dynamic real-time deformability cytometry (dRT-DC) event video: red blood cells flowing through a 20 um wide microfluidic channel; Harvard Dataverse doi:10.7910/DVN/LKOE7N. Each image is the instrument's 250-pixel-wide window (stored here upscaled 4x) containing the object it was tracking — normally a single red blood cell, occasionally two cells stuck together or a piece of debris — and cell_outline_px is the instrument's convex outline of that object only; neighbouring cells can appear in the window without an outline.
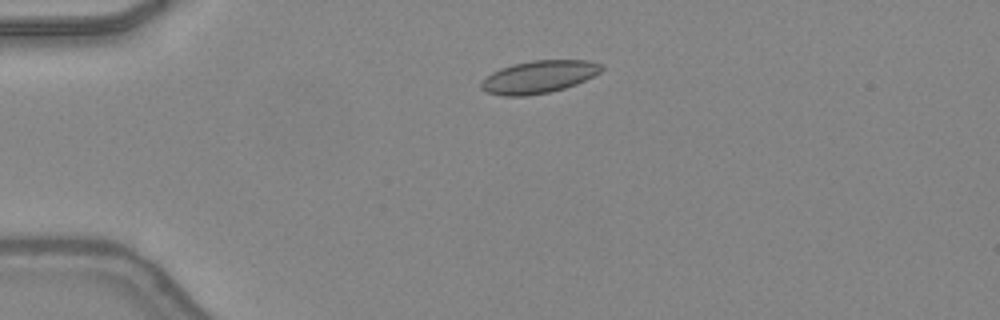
{"species": "common noctule bat (a hibernating species)", "species_latin": "Nyctalus noctula", "temperature_condition": "warm", "stored_images_in_passage": 37, "camera_frame_rate_fps": 3000, "um_per_image_px": 0.085, "animal": {"sex": "female", "body_mass_g": 24.6, "forearm_length_mm": 56.2}, "frame": {"image": 1, "passage_image": 1, "time_ms": 0.0, "image_size_px": [1000, 320], "cell_outline_px": [[604, 68], [600, 72], [576, 84], [564, 88], [548, 92], [528, 96], [504, 96], [484, 92], [480, 88], [480, 84], [492, 72], [500, 68], [512, 64], [532, 60], [588, 60], [604, 64]], "centroid_in_image_um": [45.79, 6.53], "position_along_channel_um": 39.2, "area_um2": 22.89}}
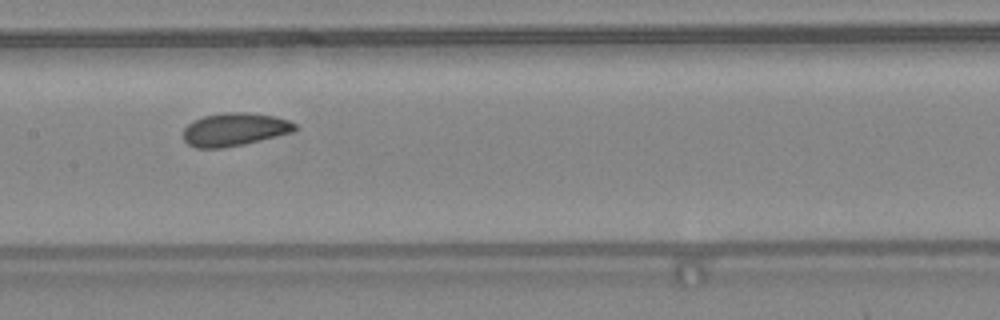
{"frame": {"image": 2, "passage_image": 14, "time_ms": 4.333, "image_size_px": [1000, 320], "cell_outline_px": [[296, 128], [292, 132], [244, 144], [220, 148], [196, 148], [188, 144], [184, 140], [184, 128], [192, 120], [204, 116], [224, 112], [248, 112], [276, 116], [288, 120], [296, 124]], "centroid_in_image_um": [19.92, 10.99], "position_along_channel_um": 187.5, "area_um2": 21.5}}
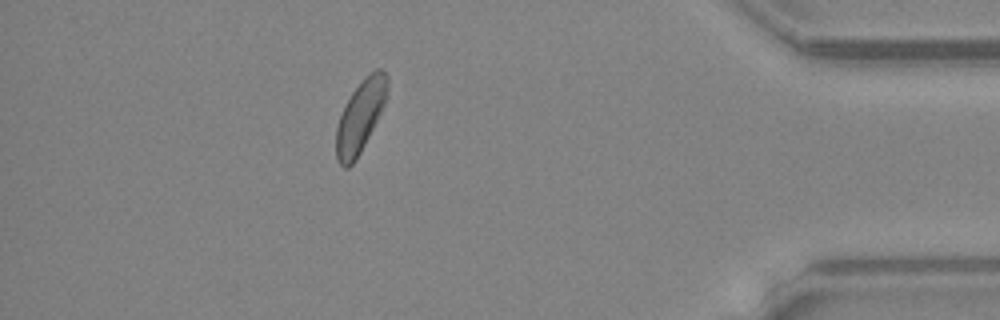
{"frame": {"image": 3, "passage_image": 32, "time_ms": 10.333, "image_size_px": [1000, 320], "cell_outline_px": [[388, 88], [384, 104], [356, 160], [348, 168], [344, 168], [336, 160], [336, 128], [340, 116], [352, 92], [368, 72], [376, 68], [380, 68], [388, 76]], "centroid_in_image_um": [30.62, 9.87], "position_along_channel_um": 404.6, "area_um2": 21.1}, "authors_computed_cell_mechanics": {"area_um2": 21.5016, "velocity_mm_per_s": 4.3392, "shape_relaxation_time_tau1_ms": 2.5104, "shape_relaxation_time_tau2_ms": 2.3824, "deformation_change_tau1": 0.0665, "deformation_change_tau2": 0.0731}}